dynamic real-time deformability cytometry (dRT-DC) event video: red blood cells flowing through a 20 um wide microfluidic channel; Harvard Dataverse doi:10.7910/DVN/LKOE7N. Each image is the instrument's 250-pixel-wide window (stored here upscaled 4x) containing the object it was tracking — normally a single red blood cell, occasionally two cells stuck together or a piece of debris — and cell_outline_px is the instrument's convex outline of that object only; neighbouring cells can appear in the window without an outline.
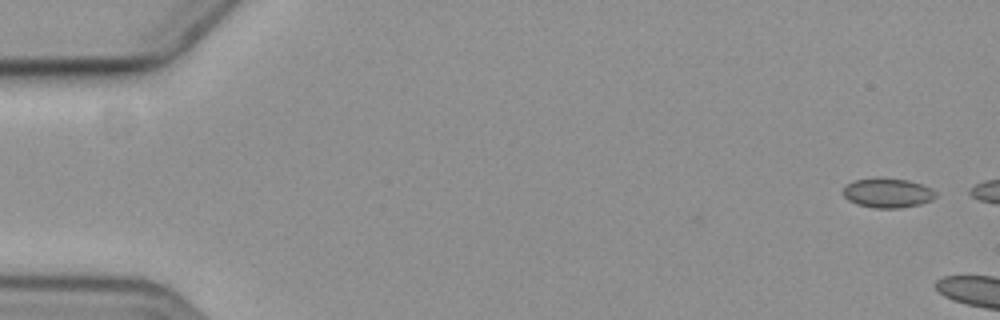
{"species": "common noctule bat (a hibernating species)", "species_latin": "Nyctalus noctula", "temperature_condition": "cold", "stored_images_in_passage": 4, "camera_frame_rate_fps": 3000, "um_per_image_px": 0.085, "animal": {"sex": "female", "body_mass_g": 19.3, "forearm_length_mm": 54.1}, "frame": {"image": 1, "passage_image": 1, "time_ms": 0.0, "image_size_px": [1000, 320], "cell_outline_px": [[936, 196], [932, 200], [920, 204], [900, 208], [876, 208], [856, 204], [848, 200], [844, 196], [844, 188], [848, 184], [856, 180], [908, 180], [932, 188], [936, 192]], "centroid_in_image_um": [75.49, 16.44], "position_along_channel_um": 9.5, "area_um2": 15.32}}